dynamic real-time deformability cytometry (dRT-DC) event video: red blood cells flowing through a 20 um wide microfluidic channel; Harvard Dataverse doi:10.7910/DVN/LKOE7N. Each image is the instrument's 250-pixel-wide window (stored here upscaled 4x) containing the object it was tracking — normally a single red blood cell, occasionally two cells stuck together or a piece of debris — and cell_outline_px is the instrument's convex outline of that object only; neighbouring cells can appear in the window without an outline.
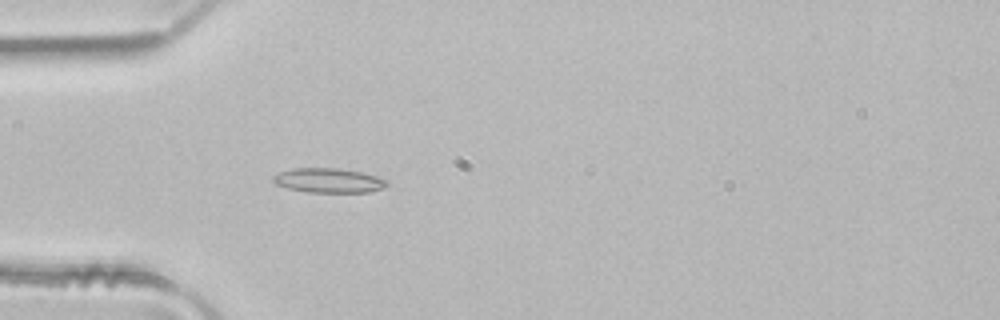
{"species": "common noctule bat (a hibernating species)", "species_latin": "Nyctalus noctula", "temperature_condition": "room temperature", "stored_images_in_passage": 4, "camera_frame_rate_fps": 3000, "um_per_image_px": 0.085, "animal": {"sex": "male", "body_mass_g": 21.5, "forearm_length_mm": 52.0}, "frame": {"image": 1, "passage_image": 4, "time_ms": 1.0, "image_size_px": [1000, 320], "cell_outline_px": [[388, 184], [384, 188], [368, 192], [308, 192], [288, 188], [276, 184], [272, 180], [272, 176], [280, 172], [292, 168], [336, 168], [360, 172], [376, 176], [388, 180]], "centroid_in_image_um": [27.93, 15.34], "position_along_channel_um": 57.1, "area_um2": 16.18}}